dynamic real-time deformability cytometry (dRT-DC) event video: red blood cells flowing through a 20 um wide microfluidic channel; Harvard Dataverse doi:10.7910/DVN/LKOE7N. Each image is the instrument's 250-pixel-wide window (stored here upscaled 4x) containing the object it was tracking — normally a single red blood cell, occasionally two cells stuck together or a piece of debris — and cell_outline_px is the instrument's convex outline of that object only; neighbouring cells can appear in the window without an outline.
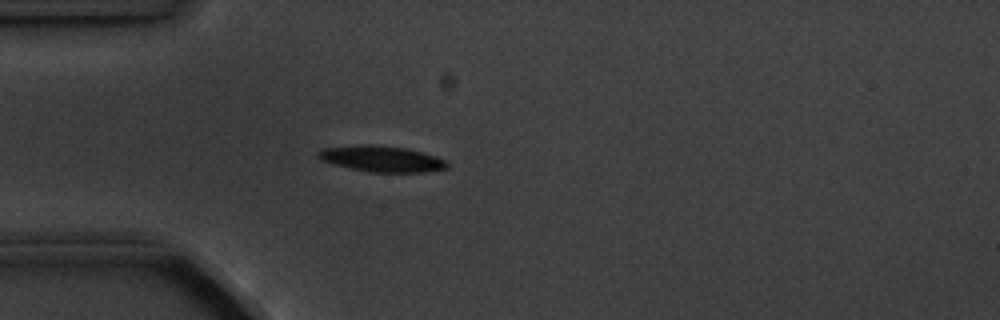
{"species": "common noctule bat (a hibernating species)", "species_latin": "Nyctalus noctula", "temperature_condition": "cold", "stored_images_in_passage": 4, "camera_frame_rate_fps": 3000, "um_per_image_px": 0.085, "animal": {"sex": "male", "body_mass_g": 20.1, "forearm_length_mm": 53.5}, "frame": {"image": 1, "passage_image": 4, "time_ms": 3.333, "image_size_px": [1000, 320], "cell_outline_px": [[448, 168], [424, 172], [368, 172], [332, 164], [320, 160], [316, 156], [316, 152], [324, 148], [360, 144], [372, 144], [404, 148], [436, 156], [448, 160]], "centroid_in_image_um": [32.41, 13.5], "position_along_channel_um": 52.6, "area_um2": 19.65}}